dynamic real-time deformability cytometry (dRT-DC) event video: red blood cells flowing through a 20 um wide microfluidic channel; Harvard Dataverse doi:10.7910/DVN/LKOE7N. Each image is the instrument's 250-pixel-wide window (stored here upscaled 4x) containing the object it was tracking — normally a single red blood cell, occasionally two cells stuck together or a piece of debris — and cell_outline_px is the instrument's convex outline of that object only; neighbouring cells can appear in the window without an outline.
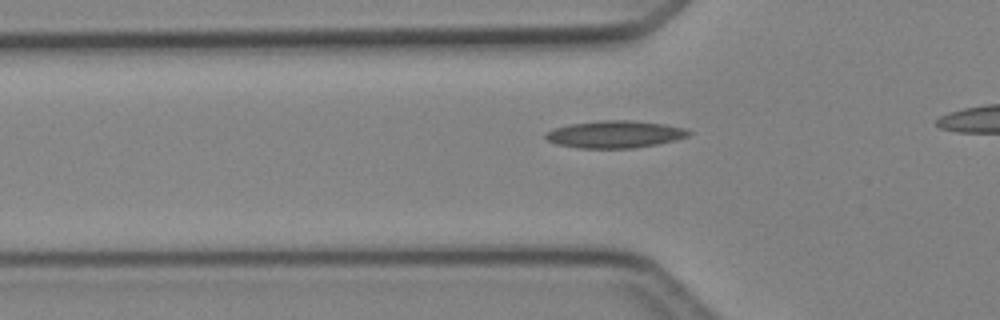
{"species": "Egyptian fruit bat (a non-hibernating species)", "species_latin": "Rousettus aegyptiacus", "temperature_condition": "cold", "stored_images_in_passage": 4, "segment_of_instrument_passage": [1, 2], "camera_frame_rate_fps": 3000, "um_per_image_px": 0.085, "animal": {"sex": "female"}, "frame": {"image": 1, "passage_image": 3, "time_ms": 3.333, "image_size_px": [1000, 320], "cell_outline_px": [[692, 132], [688, 136], [656, 144], [632, 148], [580, 148], [556, 144], [548, 140], [544, 136], [544, 132], [568, 124], [600, 120], [632, 120], [664, 124], [684, 128]], "centroid_in_image_um": [52.22, 11.4], "position_along_channel_um": 73.6, "area_um2": 22.6}}